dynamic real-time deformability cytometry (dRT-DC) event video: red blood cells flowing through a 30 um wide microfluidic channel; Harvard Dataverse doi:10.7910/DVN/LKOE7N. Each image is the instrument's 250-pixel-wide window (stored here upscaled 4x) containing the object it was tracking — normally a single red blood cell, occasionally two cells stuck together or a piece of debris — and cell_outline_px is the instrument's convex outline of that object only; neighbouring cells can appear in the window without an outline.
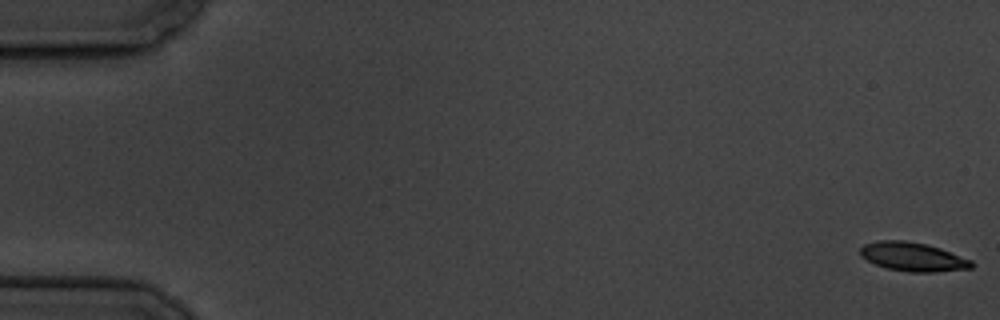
{"species": "common noctule bat (a hibernating species)", "species_latin": "Nyctalus noctula", "temperature_condition": "cold", "stored_images_in_passage": 5, "camera_frame_rate_fps": 3000, "um_per_image_px": 0.085, "animal": {"sex": "male", "body_mass_g": 19.5, "forearm_length_mm": 54.6}, "frame": {"image": 1, "passage_image": 1, "time_ms": 0.0, "image_size_px": [1000, 320], "cell_outline_px": [[976, 264], [972, 268], [936, 272], [908, 272], [888, 268], [876, 264], [860, 256], [860, 248], [864, 244], [880, 240], [904, 240], [924, 244], [940, 248], [972, 260]], "centroid_in_image_um": [77.62, 21.83], "position_along_channel_um": 7.4, "area_um2": 18.67}}
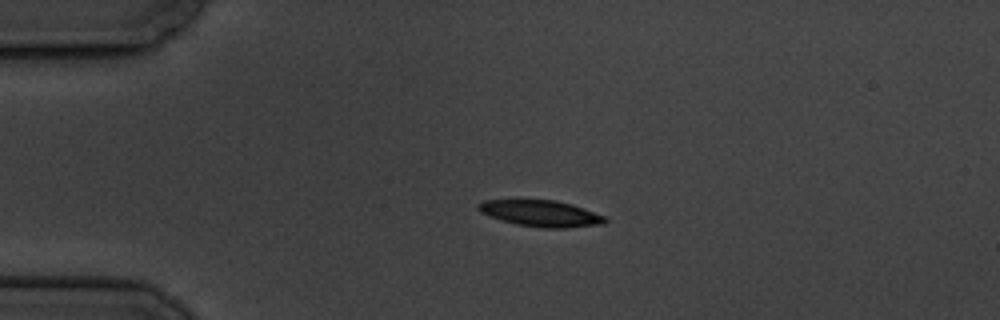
{"frame": {"image": 2, "passage_image": 4, "time_ms": 4.333, "image_size_px": [1000, 320], "cell_outline_px": [[608, 220], [604, 224], [564, 228], [544, 228], [516, 224], [500, 220], [480, 212], [476, 208], [476, 204], [484, 200], [556, 200], [572, 204], [608, 216]], "centroid_in_image_um": [46.0, 18.14], "position_along_channel_um": 39.0, "area_um2": 19.65}}